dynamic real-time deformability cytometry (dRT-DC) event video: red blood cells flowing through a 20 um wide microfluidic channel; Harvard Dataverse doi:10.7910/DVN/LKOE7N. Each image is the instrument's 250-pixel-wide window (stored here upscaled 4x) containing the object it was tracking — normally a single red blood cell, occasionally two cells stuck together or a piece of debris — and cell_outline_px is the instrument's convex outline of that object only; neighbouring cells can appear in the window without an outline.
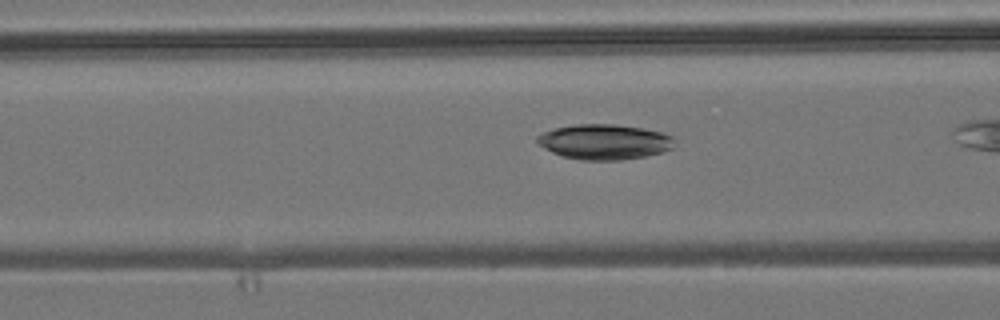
{"species": "common noctule bat (a hibernating species)", "species_latin": "Nyctalus noctula", "temperature_condition": "room temperature", "stored_images_in_passage": 7, "camera_frame_rate_fps": 3000, "um_per_image_px": 0.085, "animal": {"sex": "male", "body_mass_g": 19.2, "forearm_length_mm": 51.8}, "frame": {"image": 1, "passage_image": 5, "time_ms": 5.333, "image_size_px": [1000, 320], "cell_outline_px": [[672, 148], [660, 152], [644, 156], [620, 160], [580, 160], [560, 156], [536, 144], [536, 136], [544, 132], [556, 128], [576, 124], [616, 124], [640, 128], [660, 132], [672, 136]], "centroid_in_image_um": [51.3, 12.06], "position_along_channel_um": 115.3, "area_um2": 27.98}}